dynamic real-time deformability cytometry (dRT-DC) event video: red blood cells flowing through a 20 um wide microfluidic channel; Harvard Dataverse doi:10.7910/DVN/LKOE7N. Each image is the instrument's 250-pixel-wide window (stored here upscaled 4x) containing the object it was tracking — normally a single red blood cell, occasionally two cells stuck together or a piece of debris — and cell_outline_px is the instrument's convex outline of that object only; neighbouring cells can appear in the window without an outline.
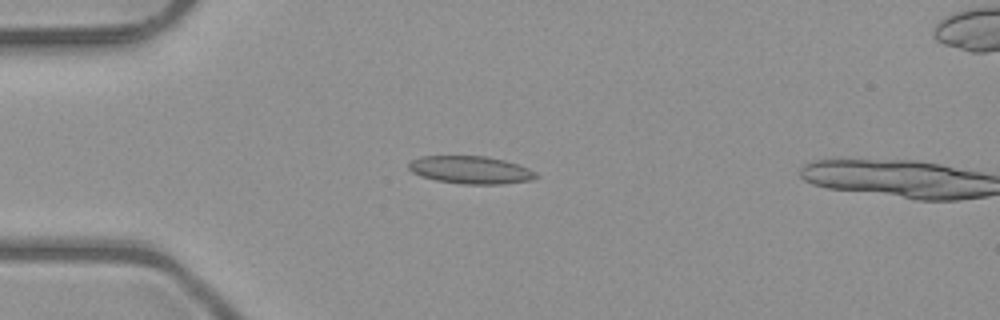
{"species": "common noctule bat (a hibernating species)", "species_latin": "Nyctalus noctula", "temperature_condition": "room temperature", "stored_images_in_passage": 15, "camera_frame_rate_fps": 3000, "um_per_image_px": 0.085, "animal": {"sex": "male", "body_mass_g": 23.1, "forearm_length_mm": 52.7}, "frame": {"image": 1, "passage_image": 13, "time_ms": 4.0, "image_size_px": [1000, 320], "cell_outline_px": [[540, 176], [532, 180], [504, 184], [460, 184], [436, 180], [420, 176], [412, 172], [408, 168], [408, 164], [412, 160], [420, 156], [488, 156], [504, 160], [528, 168], [536, 172]], "centroid_in_image_um": [40.01, 14.45], "position_along_channel_um": 45.0, "area_um2": 20.69}}